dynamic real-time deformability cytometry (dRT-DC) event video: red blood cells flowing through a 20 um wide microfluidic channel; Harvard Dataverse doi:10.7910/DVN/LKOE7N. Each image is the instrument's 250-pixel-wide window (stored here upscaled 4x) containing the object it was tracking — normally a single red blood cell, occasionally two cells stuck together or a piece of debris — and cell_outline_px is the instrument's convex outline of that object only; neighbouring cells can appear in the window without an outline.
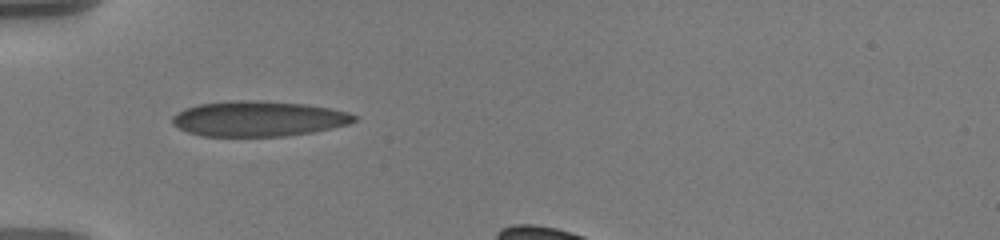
{"species": "human", "species_latin": "Homo sapiens", "temperature_condition": "warm", "stored_images_in_passage": 35, "camera_frame_rate_fps": 3000, "um_per_image_px": 0.085, "donor": {"sex": "male"}, "frame": {"image": 1, "passage_image": 1, "time_ms": 0.0, "image_size_px": [1000, 240], "cell_outline_px": [[360, 116], [356, 120], [348, 124], [332, 128], [312, 132], [284, 136], [200, 136], [188, 132], [172, 124], [172, 116], [176, 112], [184, 108], [200, 104], [232, 100], [260, 100], [304, 104], [332, 108], [348, 112]], "centroid_in_image_um": [21.97, 10.08], "position_along_channel_um": 63.0, "area_um2": 37.69}}
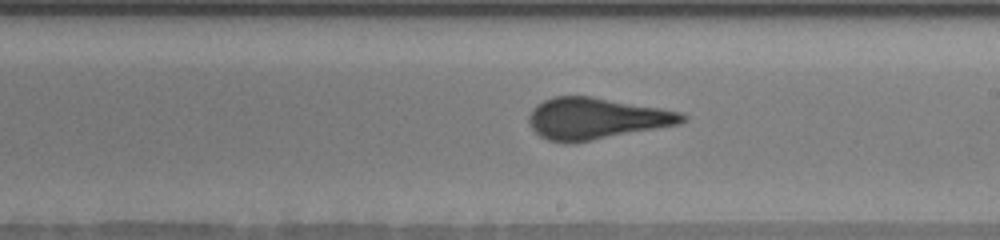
{"frame": {"image": 2, "passage_image": 16, "time_ms": 5.0, "image_size_px": [1000, 240], "cell_outline_px": [[688, 116], [680, 124], [588, 140], [548, 140], [540, 136], [528, 124], [528, 116], [532, 108], [536, 104], [552, 96], [592, 96], [660, 108], [680, 112]], "centroid_in_image_um": [50.65, 10.03], "position_along_channel_um": 238.4, "area_um2": 36.18}}
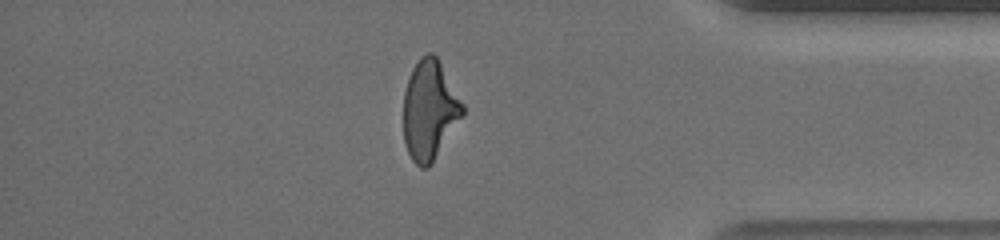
{"frame": {"image": 3, "passage_image": 31, "time_ms": 10.0, "image_size_px": [1000, 240], "cell_outline_px": [[464, 112], [432, 164], [428, 168], [420, 168], [412, 160], [408, 152], [404, 140], [404, 92], [412, 68], [420, 56], [428, 52], [432, 52], [436, 56], [464, 104]], "centroid_in_image_um": [36.5, 9.36], "position_along_channel_um": 398.7, "area_um2": 34.04}}